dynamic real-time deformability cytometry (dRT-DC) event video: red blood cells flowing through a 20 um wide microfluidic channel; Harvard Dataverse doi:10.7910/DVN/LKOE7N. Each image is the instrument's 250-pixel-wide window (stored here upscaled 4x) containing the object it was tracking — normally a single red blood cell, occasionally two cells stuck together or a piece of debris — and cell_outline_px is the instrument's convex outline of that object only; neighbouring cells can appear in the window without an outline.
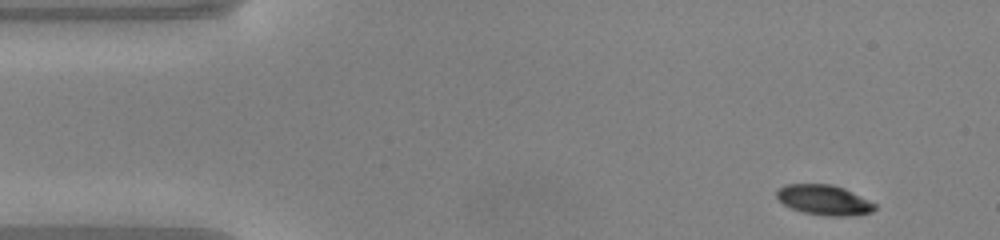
{"species": "common noctule bat (a hibernating species)", "species_latin": "Nyctalus noctula", "temperature_condition": "warm", "stored_images_in_passage": 46, "camera_frame_rate_fps": 3000, "um_per_image_px": 0.085, "animal": {"sex": "male", "body_mass_g": 20.0, "forearm_length_mm": 53.3}, "frame": {"image": 1, "passage_image": 1, "time_ms": 0.0, "image_size_px": [1000, 240], "cell_outline_px": [[876, 208], [872, 212], [844, 216], [824, 216], [804, 212], [792, 208], [784, 204], [776, 196], [776, 192], [784, 184], [832, 184], [844, 188], [876, 204]], "centroid_in_image_um": [70.04, 16.99], "position_along_channel_um": 15.0, "area_um2": 17.05}}
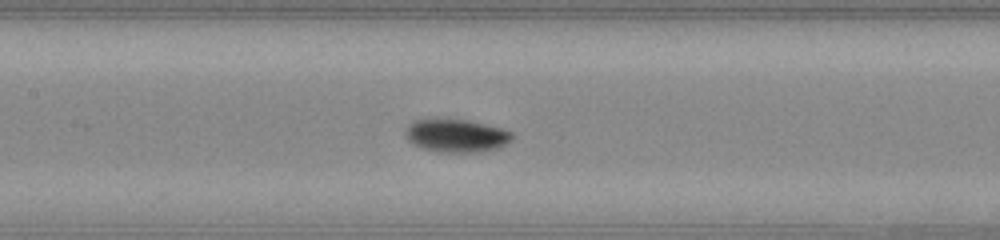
{"frame": {"image": 2, "passage_image": 19, "time_ms": 6.0, "image_size_px": [1000, 240], "cell_outline_px": [[512, 140], [496, 148], [484, 152], [440, 152], [424, 148], [412, 144], [408, 140], [404, 132], [408, 124], [412, 120], [468, 120], [500, 128], [512, 132]], "centroid_in_image_um": [38.76, 11.54], "position_along_channel_um": 168.6, "area_um2": 20.29}}
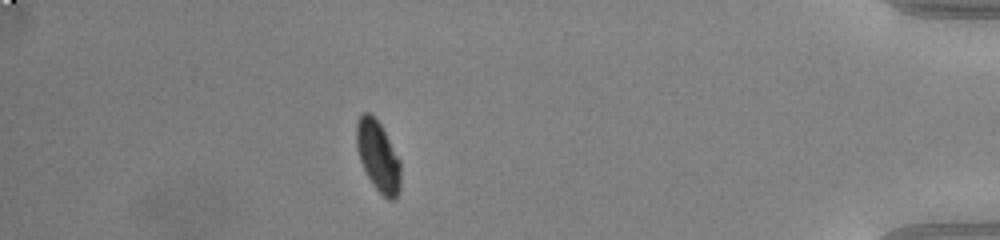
{"frame": {"image": 3, "passage_image": 40, "time_ms": 13.0, "image_size_px": [1000, 240], "cell_outline_px": [[400, 192], [392, 200], [388, 200], [372, 184], [360, 160], [356, 148], [356, 124], [360, 116], [364, 112], [372, 112], [380, 124], [400, 160]], "centroid_in_image_um": [32.13, 13.26], "position_along_channel_um": 403.1, "area_um2": 18.09}, "authors_computed_cell_mechanics": {"area_um2": 18.8139, "velocity_mm_per_s": 4.0931, "shape_relaxation_time_tau1_ms": 2.2283, "shape_relaxation_time_tau2_ms": null, "deformation_change_tau1": 0.1419, "deformation_change_tau2": null}}